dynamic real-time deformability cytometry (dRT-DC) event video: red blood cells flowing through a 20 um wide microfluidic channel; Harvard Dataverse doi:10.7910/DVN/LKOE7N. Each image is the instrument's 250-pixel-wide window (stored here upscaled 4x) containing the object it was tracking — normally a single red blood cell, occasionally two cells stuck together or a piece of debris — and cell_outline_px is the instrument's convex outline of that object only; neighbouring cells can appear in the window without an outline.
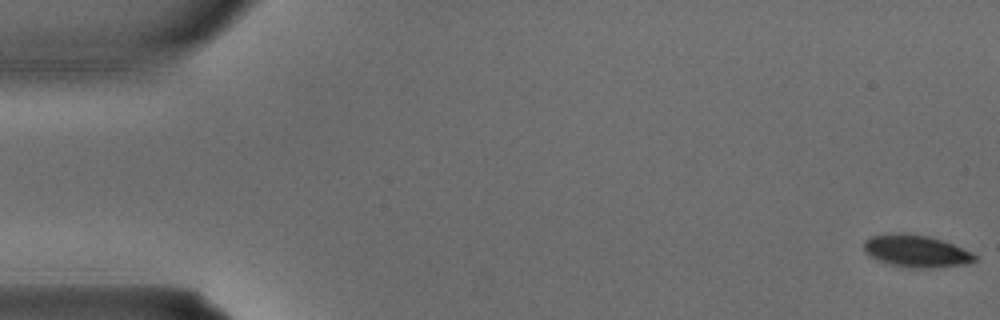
{"species": "common noctule bat (a hibernating species)", "species_latin": "Nyctalus noctula", "temperature_condition": "warm", "stored_images_in_passage": 5, "camera_frame_rate_fps": 3000, "um_per_image_px": 0.085, "animal": {"sex": "male", "body_mass_g": 15.6}, "frame": {"image": 1, "passage_image": 1, "time_ms": 0.0, "image_size_px": [1000, 320], "cell_outline_px": [[976, 260], [968, 264], [924, 268], [920, 268], [892, 264], [880, 260], [864, 252], [864, 240], [872, 236], [896, 232], [904, 232], [928, 236], [952, 244], [972, 252], [976, 256]], "centroid_in_image_um": [77.88, 21.32], "position_along_channel_um": 7.1, "area_um2": 20.46}}
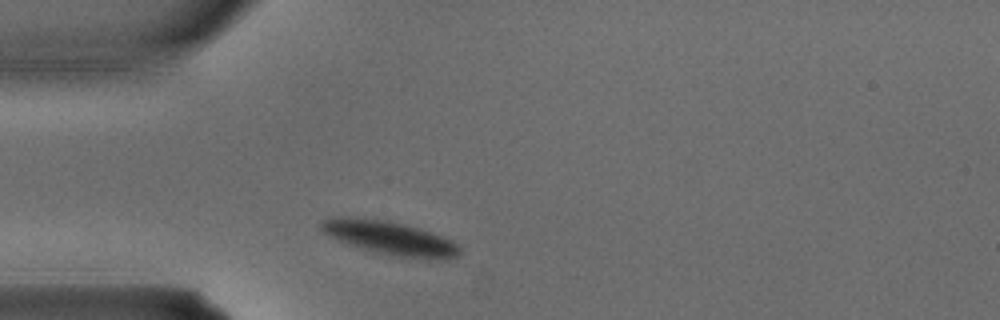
{"frame": {"image": 2, "passage_image": 5, "time_ms": 1.333, "image_size_px": [1000, 320], "cell_outline_px": [[460, 252], [456, 256], [432, 260], [392, 256], [352, 244], [340, 240], [324, 232], [320, 228], [320, 224], [324, 220], [332, 216], [344, 216], [388, 220], [416, 228], [452, 240], [460, 248]], "centroid_in_image_um": [33.14, 20.22], "position_along_channel_um": 51.9, "area_um2": 26.47}}